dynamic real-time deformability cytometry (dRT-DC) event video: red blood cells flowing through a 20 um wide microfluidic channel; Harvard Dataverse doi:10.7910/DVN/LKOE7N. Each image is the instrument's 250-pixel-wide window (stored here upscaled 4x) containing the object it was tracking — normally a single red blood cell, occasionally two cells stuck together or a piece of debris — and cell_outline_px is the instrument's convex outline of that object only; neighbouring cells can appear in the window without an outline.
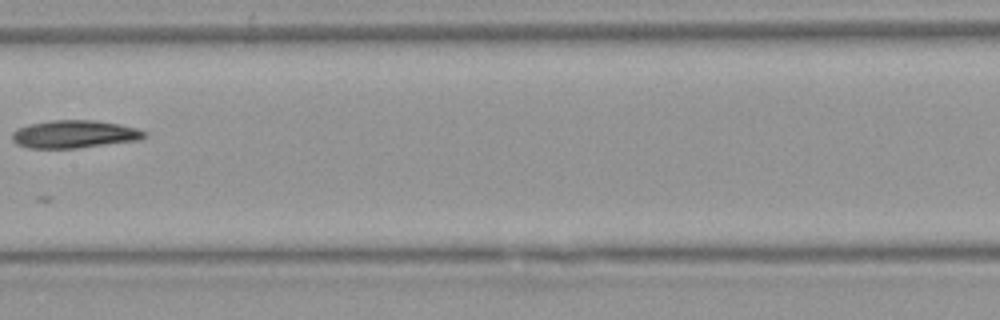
{"species": "Egyptian fruit bat (a non-hibernating species)", "species_latin": "Rousettus aegyptiacus", "temperature_condition": "warm", "stored_images_in_passage": 6, "camera_frame_rate_fps": 3000, "um_per_image_px": 0.085, "animal": {"sex": "female"}, "frame": {"image": 1, "passage_image": 4, "time_ms": 4.0, "image_size_px": [1000, 320], "cell_outline_px": [[148, 136], [140, 140], [76, 148], [28, 148], [16, 144], [12, 140], [12, 132], [16, 128], [28, 124], [52, 120], [92, 120], [120, 124], [136, 128], [148, 132]], "centroid_in_image_um": [6.32, 11.4], "position_along_channel_um": 201.1, "area_um2": 21.62}}
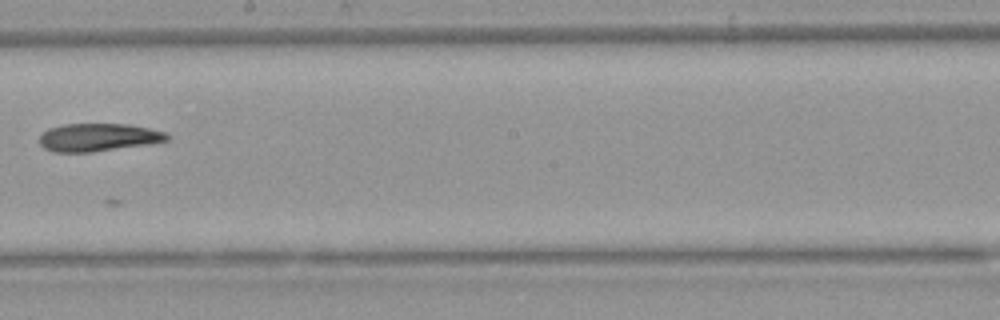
{"frame": {"image": 2, "passage_image": 5, "time_ms": 5.0, "image_size_px": [1000, 320], "cell_outline_px": [[168, 140], [152, 144], [92, 152], [52, 152], [44, 148], [40, 144], [40, 136], [48, 128], [64, 124], [128, 124], [148, 128], [164, 132], [168, 136]], "centroid_in_image_um": [8.34, 11.68], "position_along_channel_um": 239.9, "area_um2": 20.75}}